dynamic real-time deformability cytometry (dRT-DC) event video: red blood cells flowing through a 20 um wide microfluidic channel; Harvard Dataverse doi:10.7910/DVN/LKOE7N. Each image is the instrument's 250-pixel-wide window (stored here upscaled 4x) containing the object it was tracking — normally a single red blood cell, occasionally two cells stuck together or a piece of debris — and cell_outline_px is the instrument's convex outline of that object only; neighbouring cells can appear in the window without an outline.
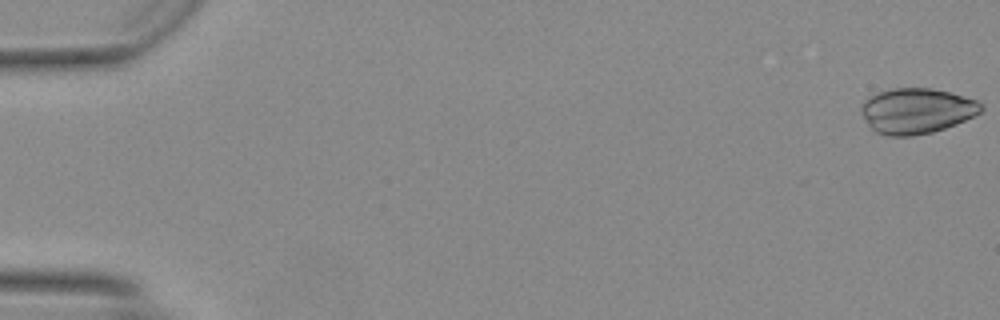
{"species": "Egyptian fruit bat (a non-hibernating species)", "species_latin": "Rousettus aegyptiacus", "temperature_condition": "warm", "stored_images_in_passage": 49, "camera_frame_rate_fps": 3000, "um_per_image_px": 0.085, "animal": {"sex": "female"}, "frame": {"image": 1, "passage_image": 1, "time_ms": 0.0, "image_size_px": [1000, 320], "cell_outline_px": [[984, 108], [980, 112], [956, 124], [932, 132], [912, 136], [888, 136], [876, 132], [868, 124], [860, 112], [860, 108], [864, 100], [880, 92], [896, 88], [928, 88], [948, 92], [964, 96], [976, 100]], "centroid_in_image_um": [77.89, 9.43], "position_along_channel_um": 7.1, "area_um2": 31.39}}
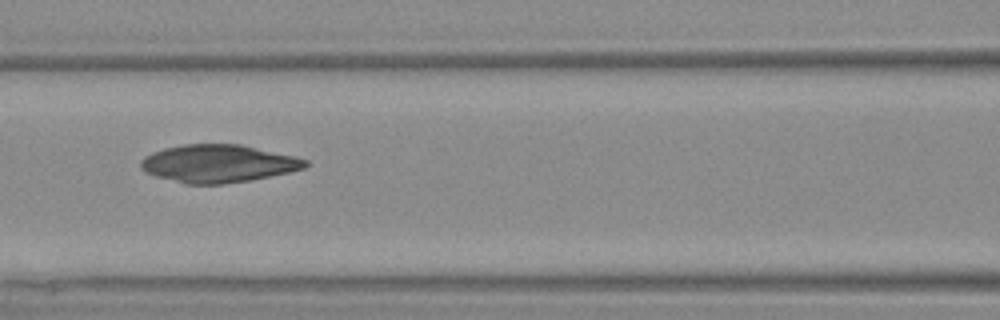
{"frame": {"image": 2, "passage_image": 23, "time_ms": 7.333, "image_size_px": [1000, 320], "cell_outline_px": [[308, 164], [304, 168], [288, 172], [248, 180], [224, 184], [188, 184], [156, 176], [140, 168], [140, 160], [144, 156], [152, 152], [164, 148], [184, 144], [240, 144], [292, 156], [308, 160]], "centroid_in_image_um": [18.5, 13.89], "position_along_channel_um": 148.1, "area_um2": 35.78}}
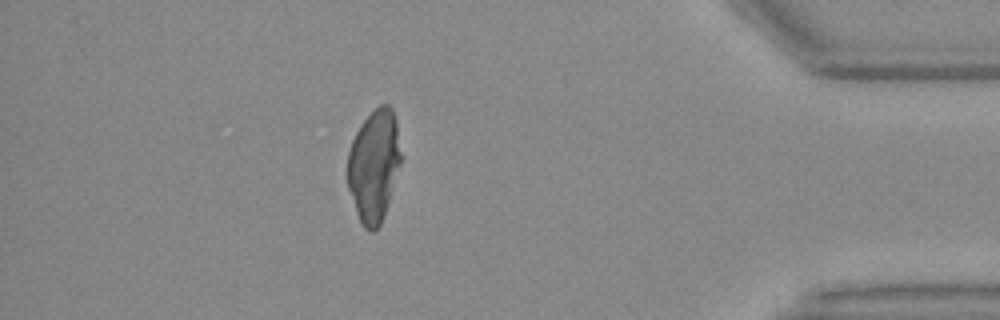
{"frame": {"image": 3, "passage_image": 44, "time_ms": 14.333, "image_size_px": [1000, 320], "cell_outline_px": [[400, 164], [384, 216], [380, 224], [372, 232], [368, 232], [364, 228], [356, 212], [348, 188], [348, 152], [352, 140], [360, 124], [380, 104], [388, 104], [392, 108], [396, 120], [400, 152]], "centroid_in_image_um": [31.77, 14.08], "position_along_channel_um": 403.4, "area_um2": 34.51}}